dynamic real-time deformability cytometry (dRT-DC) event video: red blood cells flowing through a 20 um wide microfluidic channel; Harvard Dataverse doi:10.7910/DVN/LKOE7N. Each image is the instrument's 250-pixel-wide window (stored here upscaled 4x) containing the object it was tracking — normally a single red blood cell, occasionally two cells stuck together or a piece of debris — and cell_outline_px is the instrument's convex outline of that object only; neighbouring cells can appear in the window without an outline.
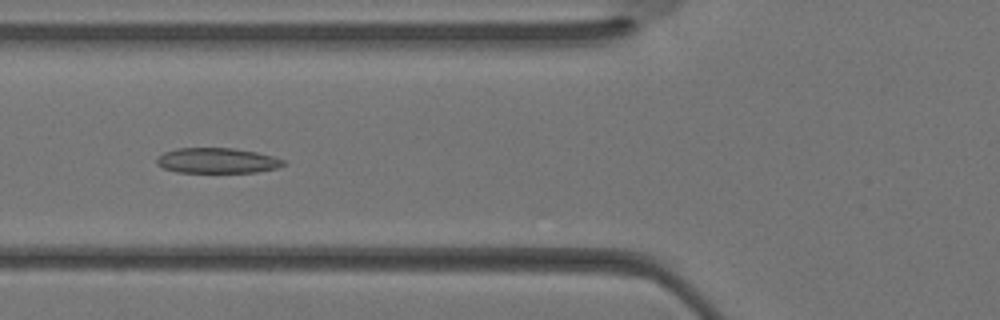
{"species": "Egyptian fruit bat (a non-hibernating species)", "species_latin": "Rousettus aegyptiacus", "temperature_condition": "warm", "stored_images_in_passage": 33, "camera_frame_rate_fps": 3000, "um_per_image_px": 0.085, "animal": {"sex": "female"}, "frame": {"image": 1, "passage_image": 12, "time_ms": 3.667, "image_size_px": [1000, 320], "cell_outline_px": [[288, 164], [276, 168], [256, 172], [176, 172], [164, 168], [156, 164], [156, 160], [164, 152], [176, 148], [232, 148], [256, 152], [272, 156], [284, 160]], "centroid_in_image_um": [18.46, 13.65], "position_along_channel_um": 107.3, "area_um2": 18.61}}
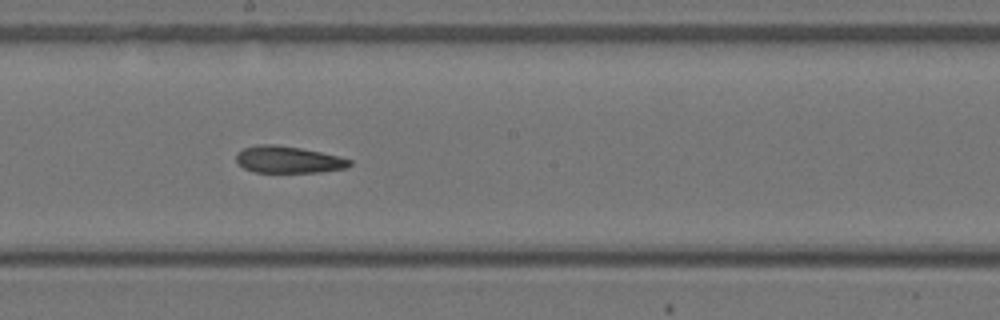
{"frame": {"image": 2, "passage_image": 18, "time_ms": 5.667, "image_size_px": [1000, 320], "cell_outline_px": [[352, 164], [348, 168], [320, 172], [256, 172], [244, 168], [236, 160], [236, 152], [244, 148], [256, 144], [276, 144], [300, 148], [340, 156], [352, 160]], "centroid_in_image_um": [24.52, 13.56], "position_along_channel_um": 223.7, "area_um2": 17.86}}
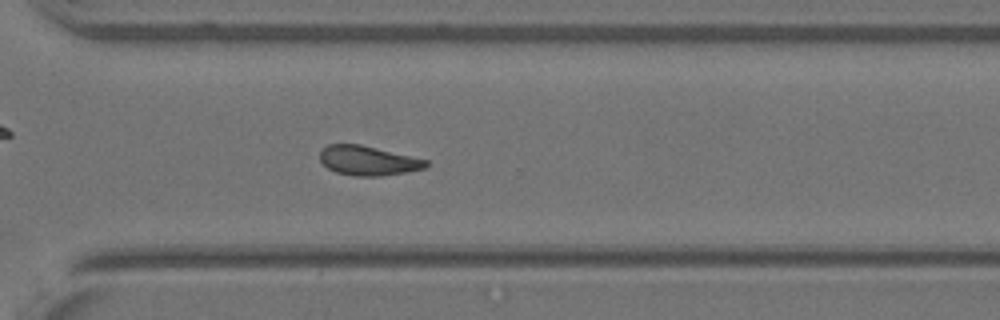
{"frame": {"image": 3, "passage_image": 24, "time_ms": 7.667, "image_size_px": [1000, 320], "cell_outline_px": [[428, 164], [424, 168], [404, 172], [380, 176], [356, 176], [336, 172], [328, 168], [320, 160], [320, 152], [328, 144], [360, 144], [428, 160]], "centroid_in_image_um": [31.27, 13.65], "position_along_channel_um": 339.3, "area_um2": 17.98}}